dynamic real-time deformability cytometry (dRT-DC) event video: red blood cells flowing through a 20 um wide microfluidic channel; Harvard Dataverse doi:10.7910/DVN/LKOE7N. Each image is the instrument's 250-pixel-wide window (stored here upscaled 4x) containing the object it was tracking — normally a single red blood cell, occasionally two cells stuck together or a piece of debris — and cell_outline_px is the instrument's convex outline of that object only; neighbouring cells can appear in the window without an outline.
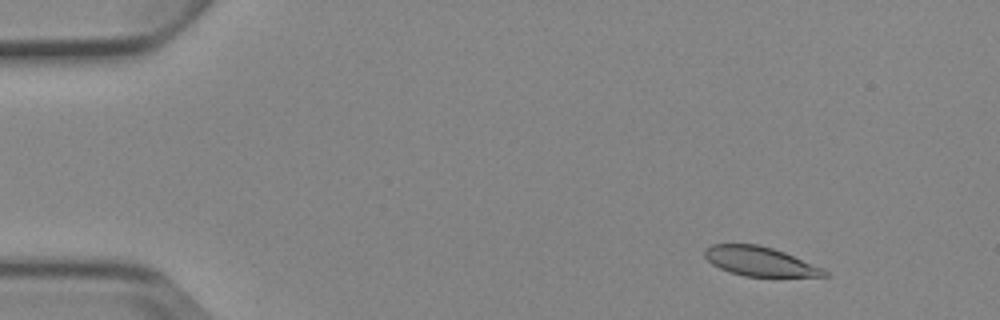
{"species": "Egyptian fruit bat (a non-hibernating species)", "species_latin": "Rousettus aegyptiacus", "temperature_condition": "cold", "stored_images_in_passage": 5, "camera_frame_rate_fps": 3000, "um_per_image_px": 0.085, "animal": {"sex": "female"}, "frame": {"image": 1, "passage_image": 2, "time_ms": 1.0, "image_size_px": [1000, 320], "cell_outline_px": [[828, 276], [744, 276], [720, 268], [712, 264], [704, 256], [704, 248], [712, 244], [756, 244], [772, 248], [784, 252], [824, 268], [828, 272]], "centroid_in_image_um": [64.58, 22.21], "position_along_channel_um": 20.4, "area_um2": 20.23}}
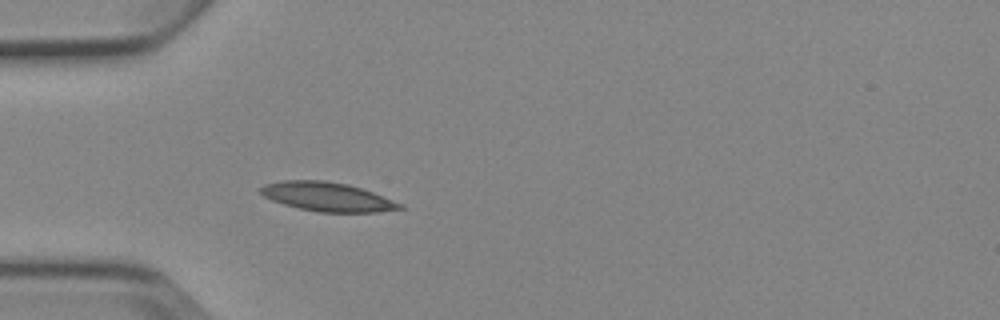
{"frame": {"image": 2, "passage_image": 5, "time_ms": 4.333, "image_size_px": [1000, 320], "cell_outline_px": [[404, 208], [376, 212], [320, 212], [300, 208], [284, 204], [272, 200], [264, 196], [260, 192], [260, 188], [264, 184], [280, 180], [324, 180], [348, 184], [372, 192], [404, 204]], "centroid_in_image_um": [27.81, 16.72], "position_along_channel_um": 57.2, "area_um2": 23.41}}